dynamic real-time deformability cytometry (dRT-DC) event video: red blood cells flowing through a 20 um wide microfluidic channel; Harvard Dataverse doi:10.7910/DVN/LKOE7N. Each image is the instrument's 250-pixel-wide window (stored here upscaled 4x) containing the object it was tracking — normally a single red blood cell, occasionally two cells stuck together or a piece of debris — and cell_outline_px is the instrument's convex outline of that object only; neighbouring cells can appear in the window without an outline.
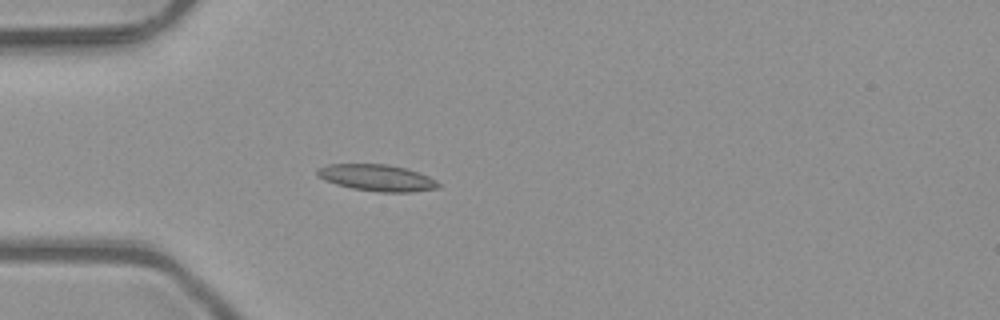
{"species": "common noctule bat (a hibernating species)", "species_latin": "Nyctalus noctula", "temperature_condition": "room temperature", "stored_images_in_passage": 3, "camera_frame_rate_fps": 3000, "um_per_image_px": 0.085, "animal": {"sex": "male", "body_mass_g": 23.1, "forearm_length_mm": 52.7}, "frame": {"image": 1, "passage_image": 3, "time_ms": 0.667, "image_size_px": [1000, 320], "cell_outline_px": [[440, 188], [412, 192], [380, 192], [352, 188], [336, 184], [324, 180], [316, 176], [316, 168], [328, 164], [388, 164], [408, 168], [428, 176], [436, 180], [440, 184]], "centroid_in_image_um": [32.03, 15.1], "position_along_channel_um": 53.0, "area_um2": 18.96}}